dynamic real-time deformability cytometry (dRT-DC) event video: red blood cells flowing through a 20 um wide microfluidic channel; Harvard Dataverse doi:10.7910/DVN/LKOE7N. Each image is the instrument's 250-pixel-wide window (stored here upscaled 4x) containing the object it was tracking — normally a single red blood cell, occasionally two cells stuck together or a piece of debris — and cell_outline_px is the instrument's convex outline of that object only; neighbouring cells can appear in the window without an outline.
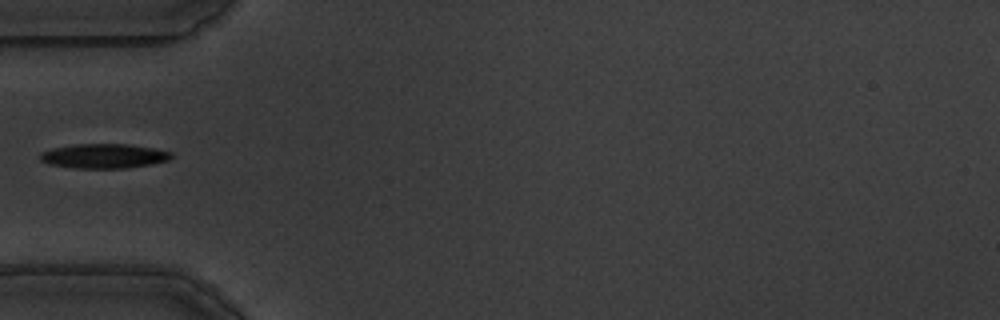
{"species": "common noctule bat (a hibernating species)", "species_latin": "Nyctalus noctula", "temperature_condition": "warm", "stored_images_in_passage": 40, "camera_frame_rate_fps": 3000, "um_per_image_px": 0.085, "animal": {"sex": "male", "body_mass_g": 19.5, "forearm_length_mm": 54.6}, "frame": {"image": 1, "passage_image": 1, "time_ms": 0.0, "image_size_px": [1000, 320], "cell_outline_px": [[172, 156], [168, 160], [148, 164], [124, 168], [72, 168], [48, 164], [40, 160], [40, 152], [52, 148], [76, 144], [128, 144], [152, 148], [172, 152]], "centroid_in_image_um": [8.77, 13.26], "position_along_channel_um": 76.2, "area_um2": 18.61}}
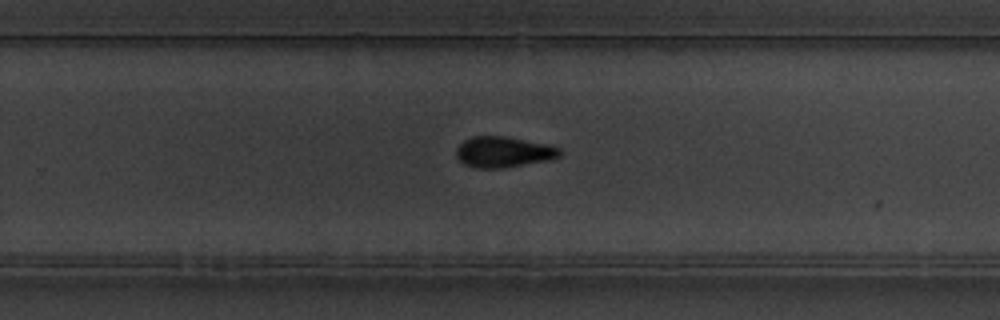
{"frame": {"image": 2, "passage_image": 19, "time_ms": 6.0, "image_size_px": [1000, 320], "cell_outline_px": [[560, 156], [548, 160], [504, 168], [476, 168], [464, 164], [456, 156], [456, 148], [464, 140], [472, 136], [504, 136], [544, 144], [560, 148]], "centroid_in_image_um": [42.75, 12.92], "position_along_channel_um": 287.1, "area_um2": 18.38}}
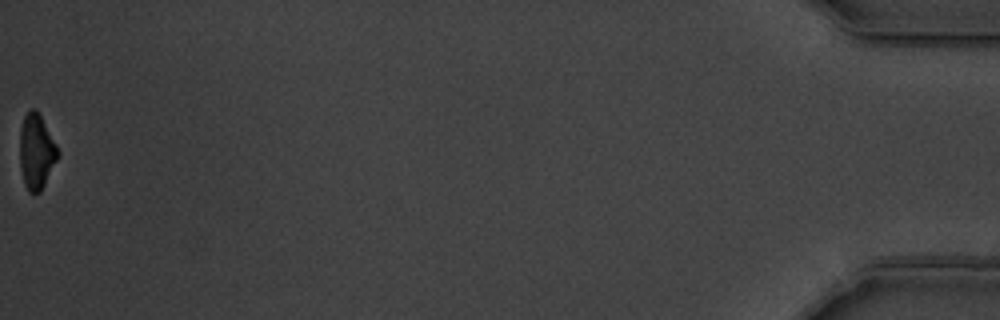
{"frame": {"image": 3, "passage_image": 40, "time_ms": 13.0, "image_size_px": [1000, 320], "cell_outline_px": [[60, 152], [40, 192], [28, 192], [24, 184], [20, 168], [20, 128], [24, 116], [32, 108], [36, 108], [56, 144]], "centroid_in_image_um": [3.07, 12.87], "position_along_channel_um": 432.1, "area_um2": 16.42}}